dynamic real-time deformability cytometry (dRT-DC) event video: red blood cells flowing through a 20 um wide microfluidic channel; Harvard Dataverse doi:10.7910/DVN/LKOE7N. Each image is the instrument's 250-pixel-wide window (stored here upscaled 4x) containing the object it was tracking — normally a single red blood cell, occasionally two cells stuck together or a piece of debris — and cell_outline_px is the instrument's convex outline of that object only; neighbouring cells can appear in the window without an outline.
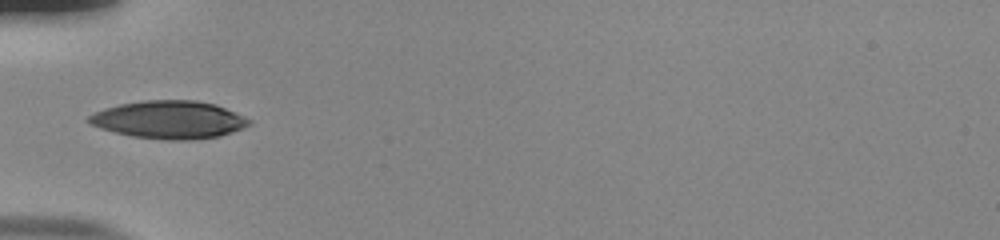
{"species": "human", "species_latin": "Homo sapiens", "temperature_condition": "room temperature", "stored_images_in_passage": 15, "camera_frame_rate_fps": 3000, "um_per_image_px": 0.085, "donor": {"sex": "male"}, "frame": {"image": 1, "passage_image": 1, "time_ms": 0.0, "image_size_px": [1000, 240], "cell_outline_px": [[252, 124], [244, 128], [220, 136], [192, 140], [164, 140], [132, 136], [100, 128], [88, 124], [84, 120], [88, 116], [104, 108], [120, 104], [144, 100], [196, 100], [216, 104], [252, 120]], "centroid_in_image_um": [14.37, 10.18], "position_along_channel_um": 70.6, "area_um2": 35.55}}
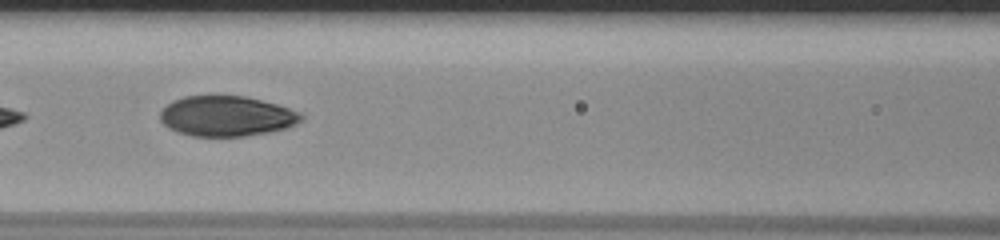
{"frame": {"image": 2, "passage_image": 7, "time_ms": 2.0, "image_size_px": [1000, 240], "cell_outline_px": [[304, 120], [296, 124], [284, 128], [268, 132], [244, 136], [192, 136], [168, 128], [160, 120], [160, 112], [172, 100], [184, 96], [244, 96], [276, 104], [300, 112], [304, 116]], "centroid_in_image_um": [19.26, 9.87], "position_along_channel_um": 147.3, "area_um2": 32.95}}